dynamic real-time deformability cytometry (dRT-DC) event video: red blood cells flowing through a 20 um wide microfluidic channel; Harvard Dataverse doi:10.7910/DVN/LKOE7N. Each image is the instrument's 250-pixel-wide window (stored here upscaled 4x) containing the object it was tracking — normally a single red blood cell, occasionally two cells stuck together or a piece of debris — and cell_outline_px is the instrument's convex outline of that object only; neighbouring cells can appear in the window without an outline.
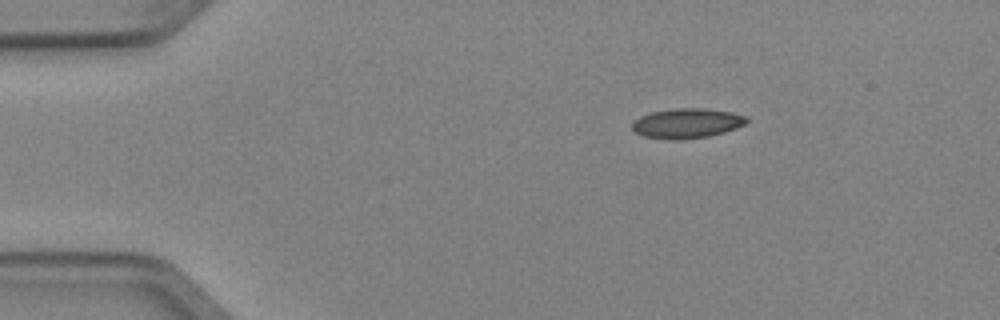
{"species": "Egyptian fruit bat (a non-hibernating species)", "species_latin": "Rousettus aegyptiacus", "temperature_condition": "cold", "stored_images_in_passage": 3, "camera_frame_rate_fps": 3000, "um_per_image_px": 0.085, "animal": {"sex": "female"}, "frame": {"image": 1, "passage_image": 1, "time_ms": 0.0, "image_size_px": [1000, 320], "cell_outline_px": [[748, 120], [744, 124], [736, 128], [724, 132], [708, 136], [672, 140], [644, 136], [636, 132], [632, 128], [632, 124], [640, 116], [652, 112], [676, 108], [704, 108], [732, 112], [748, 116]], "centroid_in_image_um": [58.41, 10.47], "position_along_channel_um": 26.6, "area_um2": 19.71}}
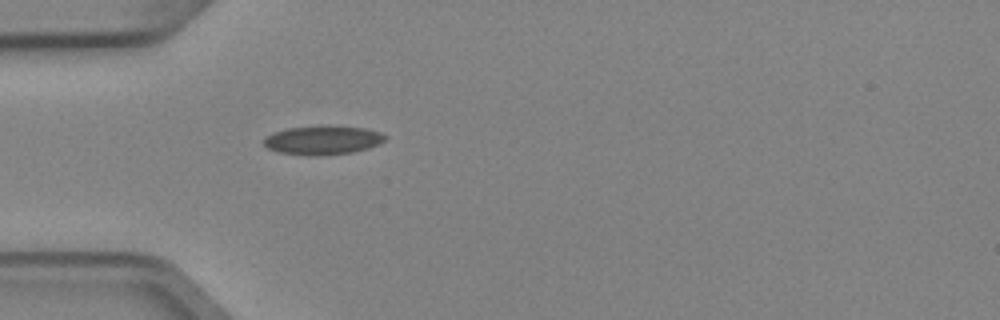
{"frame": {"image": 2, "passage_image": 3, "time_ms": 0.667, "image_size_px": [1000, 320], "cell_outline_px": [[388, 136], [380, 144], [368, 148], [352, 152], [316, 156], [312, 156], [276, 152], [268, 148], [264, 144], [264, 136], [272, 132], [288, 128], [324, 124], [328, 124], [364, 128], [380, 132]], "centroid_in_image_um": [27.42, 11.89], "position_along_channel_um": 57.6, "area_um2": 20.92}}